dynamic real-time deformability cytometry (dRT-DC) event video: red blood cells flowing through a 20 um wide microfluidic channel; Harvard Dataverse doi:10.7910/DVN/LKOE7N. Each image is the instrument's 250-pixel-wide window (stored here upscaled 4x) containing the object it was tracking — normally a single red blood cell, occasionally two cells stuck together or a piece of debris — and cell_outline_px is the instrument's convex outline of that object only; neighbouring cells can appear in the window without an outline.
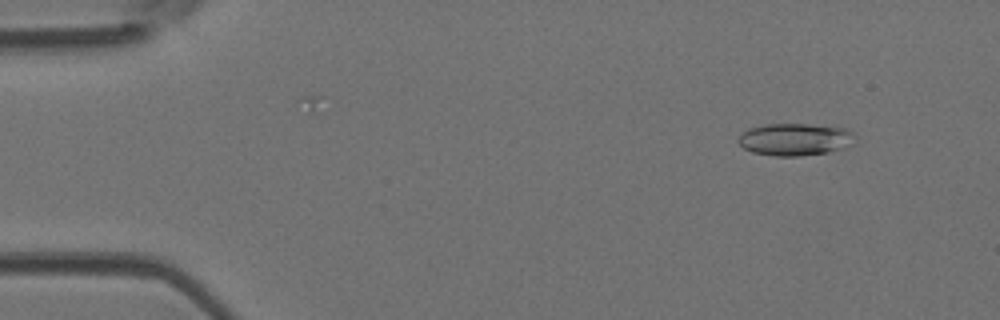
{"species": "Egyptian fruit bat (a non-hibernating species)", "species_latin": "Rousettus aegyptiacus", "temperature_condition": "room temperature", "stored_images_in_passage": 48, "camera_frame_rate_fps": 3000, "um_per_image_px": 0.085, "animal": {"sex": "female"}, "frame": {"image": 1, "passage_image": 5, "time_ms": 1.333, "image_size_px": [1000, 320], "cell_outline_px": [[856, 136], [848, 144], [840, 148], [828, 152], [800, 156], [772, 156], [752, 152], [744, 148], [736, 140], [748, 128], [764, 124], [808, 124], [848, 128]], "centroid_in_image_um": [67.53, 11.84], "position_along_channel_um": 17.5, "area_um2": 21.85}}
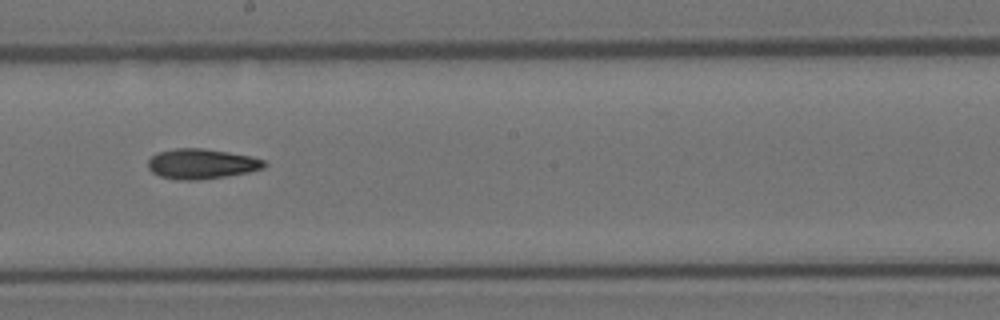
{"frame": {"image": 2, "passage_image": 27, "time_ms": 8.667, "image_size_px": [1000, 320], "cell_outline_px": [[268, 164], [264, 168], [248, 172], [224, 176], [196, 180], [176, 180], [160, 176], [152, 172], [148, 168], [148, 160], [156, 152], [176, 148], [204, 148], [252, 156], [264, 160]], "centroid_in_image_um": [17.12, 13.92], "position_along_channel_um": 231.1, "area_um2": 20.46}}
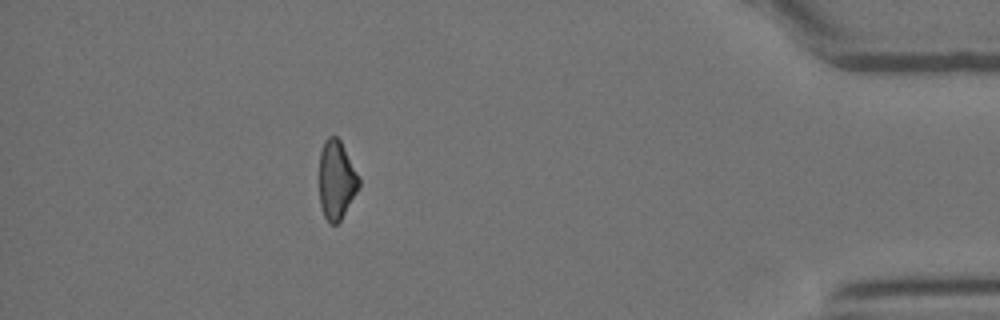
{"frame": {"image": 3, "passage_image": 43, "time_ms": 14.0, "image_size_px": [1000, 320], "cell_outline_px": [[360, 184], [356, 192], [340, 220], [336, 224], [328, 224], [324, 216], [320, 204], [320, 152], [324, 140], [328, 136], [336, 136], [340, 140], [360, 176]], "centroid_in_image_um": [28.6, 15.28], "position_along_channel_um": 406.6, "area_um2": 18.15}, "authors_computed_cell_mechanics": {"area_um2": 20.0855, "velocity_mm_per_s": 4.228, "shape_relaxation_time_tau1_ms": 8.8857, "shape_relaxation_time_tau2_ms": null, "deformation_change_tau1": 0.2072, "deformation_change_tau2": null}}